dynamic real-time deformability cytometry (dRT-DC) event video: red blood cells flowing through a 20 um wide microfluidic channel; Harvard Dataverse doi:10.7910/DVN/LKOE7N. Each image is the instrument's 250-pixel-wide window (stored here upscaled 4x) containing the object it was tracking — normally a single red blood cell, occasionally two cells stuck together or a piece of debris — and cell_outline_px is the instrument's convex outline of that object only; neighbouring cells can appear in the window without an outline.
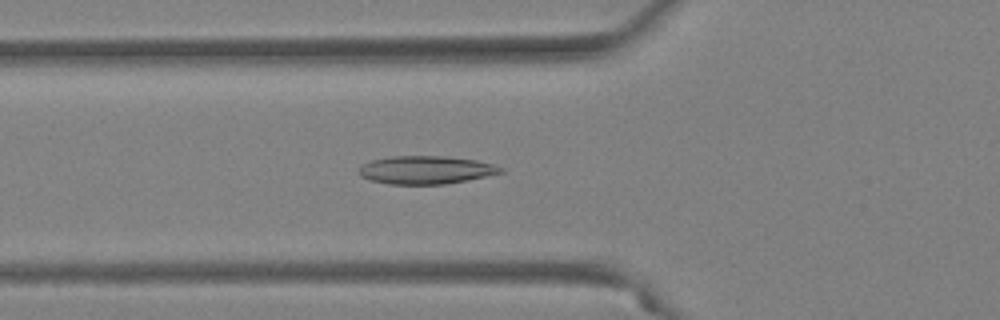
{"species": "Egyptian fruit bat (a non-hibernating species)", "species_latin": "Rousettus aegyptiacus", "temperature_condition": "warm", "stored_images_in_passage": 53, "camera_frame_rate_fps": 3000, "um_per_image_px": 0.085, "animal": {"sex": "female"}, "frame": {"image": 1, "passage_image": 20, "time_ms": 6.333, "image_size_px": [1000, 320], "cell_outline_px": [[504, 172], [468, 180], [444, 184], [388, 184], [368, 180], [360, 176], [360, 168], [364, 164], [372, 160], [392, 156], [448, 156], [476, 160], [492, 164], [504, 168]], "centroid_in_image_um": [36.21, 14.44], "position_along_channel_um": 89.6, "area_um2": 23.18}}
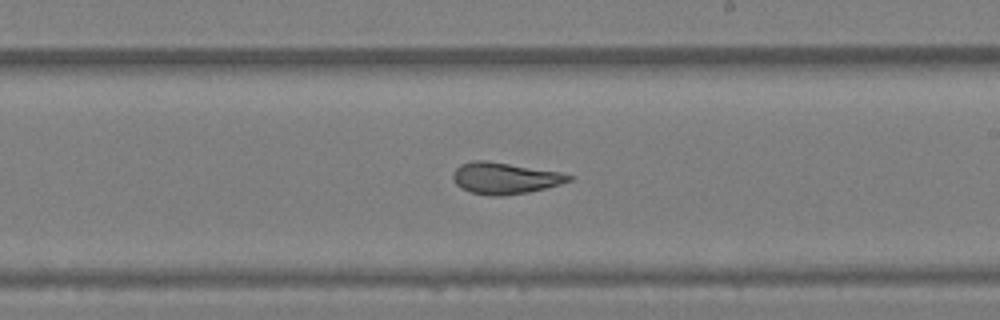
{"frame": {"image": 2, "passage_image": 32, "time_ms": 10.333, "image_size_px": [1000, 320], "cell_outline_px": [[572, 180], [560, 184], [528, 192], [504, 196], [488, 196], [468, 192], [460, 188], [456, 184], [452, 176], [452, 172], [460, 164], [472, 160], [484, 160], [560, 172], [572, 176]], "centroid_in_image_um": [42.85, 15.15], "position_along_channel_um": 246.2, "area_um2": 21.27}}
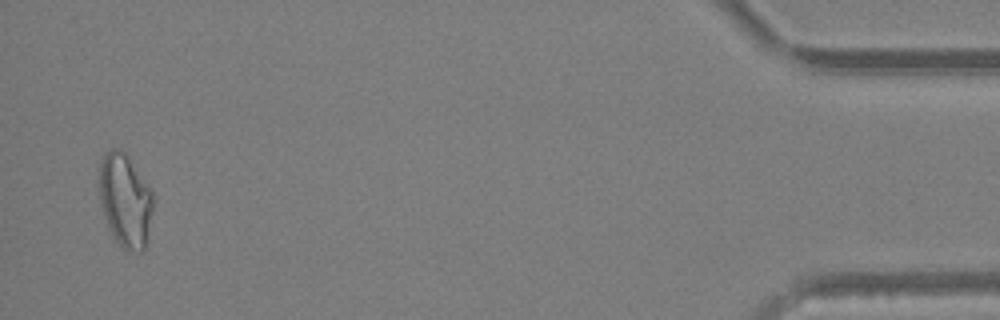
{"frame": {"image": 3, "passage_image": 52, "time_ms": 17.0, "image_size_px": [1000, 320], "cell_outline_px": [[152, 212], [148, 240], [144, 252], [124, 252], [112, 236], [108, 228], [104, 216], [100, 200], [100, 160], [112, 148], [120, 148], [128, 156], [152, 188]], "centroid_in_image_um": [10.67, 17.09], "position_along_channel_um": 424.5, "area_um2": 29.82}, "authors_computed_cell_mechanics": {"area_um2": 23.8714, "velocity_mm_per_s": 3.9105, "shape_relaxation_time_tau1_ms": null, "shape_relaxation_time_tau2_ms": 1.9451, "deformation_change_tau1": null, "deformation_change_tau2": 0.0907}}